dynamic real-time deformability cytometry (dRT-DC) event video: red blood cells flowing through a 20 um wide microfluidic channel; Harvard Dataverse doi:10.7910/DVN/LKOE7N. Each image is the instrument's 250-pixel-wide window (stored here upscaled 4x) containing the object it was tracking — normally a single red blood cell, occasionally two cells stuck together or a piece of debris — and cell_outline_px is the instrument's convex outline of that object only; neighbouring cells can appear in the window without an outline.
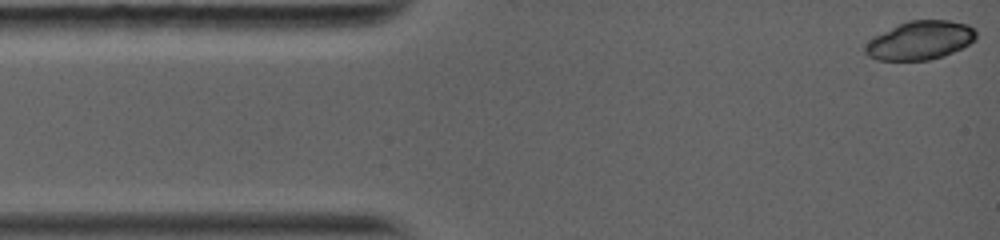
{"species": "common noctule bat (a hibernating species)", "species_latin": "Nyctalus noctula", "temperature_condition": "warm", "stored_images_in_passage": 7, "camera_frame_rate_fps": 5000, "um_per_image_px": 0.085, "animal": {"sex": "female", "body_mass_g": 19.0, "forearm_length_mm": 56.7}, "frame": {"image": 1, "passage_image": 1, "time_ms": 0.0, "image_size_px": [1000, 240], "cell_outline_px": [[976, 40], [944, 56], [928, 60], [876, 60], [868, 56], [864, 52], [864, 44], [876, 36], [908, 20], [948, 20], [968, 24], [976, 32]], "centroid_in_image_um": [78.21, 3.44], "position_along_channel_um": 6.8, "area_um2": 24.74}}
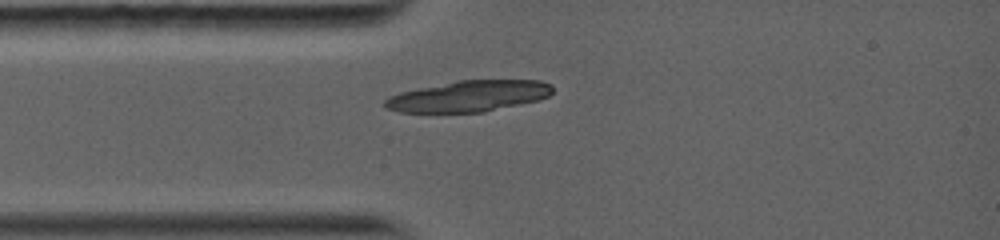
{"frame": {"image": 2, "passage_image": 7, "time_ms": 2.8, "image_size_px": [1000, 240], "cell_outline_px": [[552, 92], [548, 96], [536, 100], [520, 104], [484, 112], [400, 112], [384, 108], [384, 100], [388, 96], [400, 92], [456, 80], [540, 80], [552, 84]], "centroid_in_image_um": [39.81, 8.16], "position_along_channel_um": 45.2, "area_um2": 30.35}}